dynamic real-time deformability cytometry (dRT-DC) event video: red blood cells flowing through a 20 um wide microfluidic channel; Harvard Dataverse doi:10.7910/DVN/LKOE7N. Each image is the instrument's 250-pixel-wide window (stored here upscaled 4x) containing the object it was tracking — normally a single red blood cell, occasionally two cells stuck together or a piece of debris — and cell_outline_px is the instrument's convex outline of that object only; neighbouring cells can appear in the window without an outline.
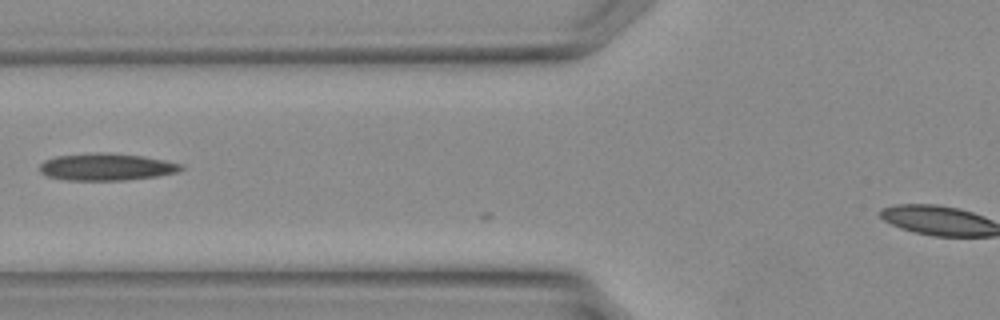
{"species": "Egyptian fruit bat (a non-hibernating species)", "species_latin": "Rousettus aegyptiacus", "temperature_condition": "warm", "stored_images_in_passage": 11, "camera_frame_rate_fps": 3000, "um_per_image_px": 0.085, "animal": {"sex": "female"}, "frame": {"image": 1, "passage_image": 10, "time_ms": 3.0, "image_size_px": [1000, 320], "cell_outline_px": [[184, 168], [176, 172], [156, 176], [120, 180], [68, 180], [48, 176], [40, 172], [40, 164], [44, 160], [56, 156], [100, 152], [104, 152], [140, 156], [164, 160], [180, 164]], "centroid_in_image_um": [9.0, 14.18], "position_along_channel_um": 116.8, "area_um2": 21.96}}